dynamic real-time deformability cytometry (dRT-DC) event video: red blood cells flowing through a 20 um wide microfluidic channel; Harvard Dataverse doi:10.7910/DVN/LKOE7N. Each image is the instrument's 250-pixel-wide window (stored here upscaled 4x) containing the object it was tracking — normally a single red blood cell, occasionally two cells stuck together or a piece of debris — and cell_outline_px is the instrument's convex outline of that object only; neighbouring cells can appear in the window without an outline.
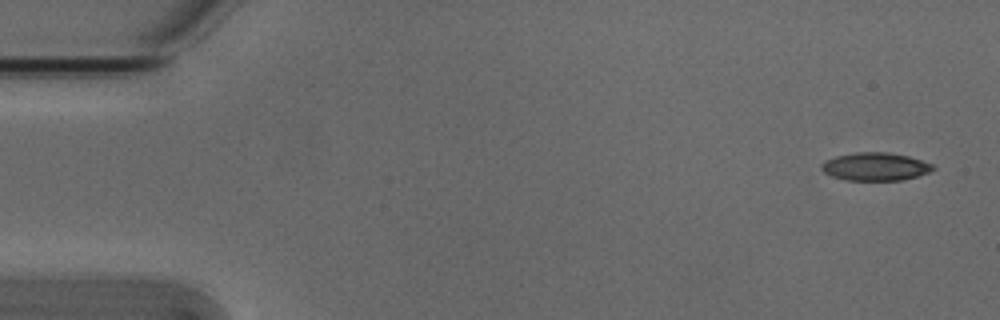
{"species": "Egyptian fruit bat (a non-hibernating species)", "species_latin": "Rousettus aegyptiacus", "temperature_condition": "cold", "stored_images_in_passage": 5, "camera_frame_rate_fps": 3000, "um_per_image_px": 0.085, "animal": {"sex": "male"}, "frame": {"image": 1, "passage_image": 1, "time_ms": 0.0, "image_size_px": [1000, 320], "cell_outline_px": [[936, 168], [928, 172], [916, 176], [900, 180], [844, 180], [832, 176], [824, 172], [820, 168], [820, 164], [824, 160], [836, 156], [856, 152], [884, 152], [908, 156], [932, 164]], "centroid_in_image_um": [74.34, 14.16], "position_along_channel_um": 10.7, "area_um2": 18.09}}
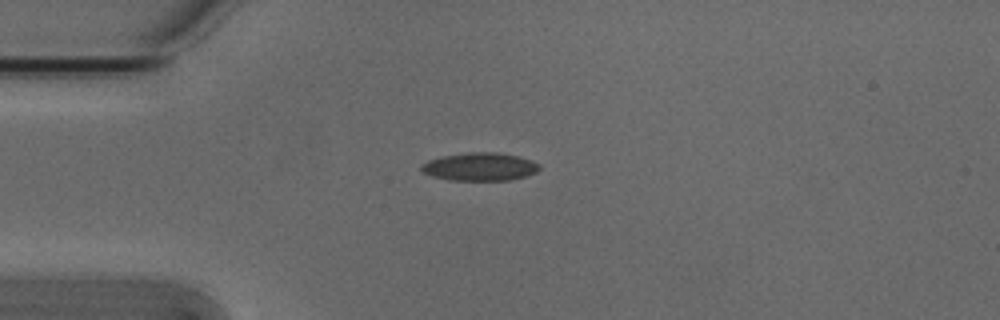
{"frame": {"image": 2, "passage_image": 4, "time_ms": 1.0, "image_size_px": [1000, 320], "cell_outline_px": [[540, 168], [536, 172], [524, 176], [508, 180], [452, 180], [432, 176], [424, 172], [420, 168], [420, 164], [428, 160], [444, 156], [468, 152], [496, 152], [516, 156], [540, 164]], "centroid_in_image_um": [40.76, 14.17], "position_along_channel_um": 44.2, "area_um2": 19.02}}
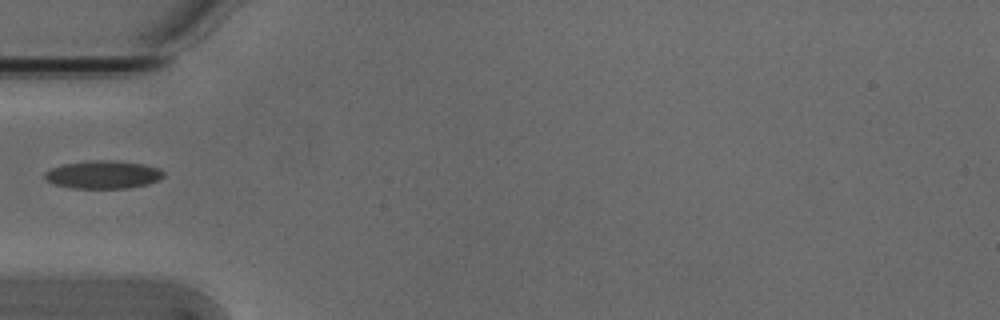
{"frame": {"image": 3, "passage_image": 5, "time_ms": 1.333, "image_size_px": [1000, 320], "cell_outline_px": [[164, 176], [160, 180], [148, 184], [128, 188], [72, 188], [52, 184], [44, 180], [44, 172], [60, 164], [88, 160], [116, 160], [144, 164], [160, 168], [164, 172]], "centroid_in_image_um": [8.75, 14.83], "position_along_channel_um": 76.3, "area_um2": 19.83}}